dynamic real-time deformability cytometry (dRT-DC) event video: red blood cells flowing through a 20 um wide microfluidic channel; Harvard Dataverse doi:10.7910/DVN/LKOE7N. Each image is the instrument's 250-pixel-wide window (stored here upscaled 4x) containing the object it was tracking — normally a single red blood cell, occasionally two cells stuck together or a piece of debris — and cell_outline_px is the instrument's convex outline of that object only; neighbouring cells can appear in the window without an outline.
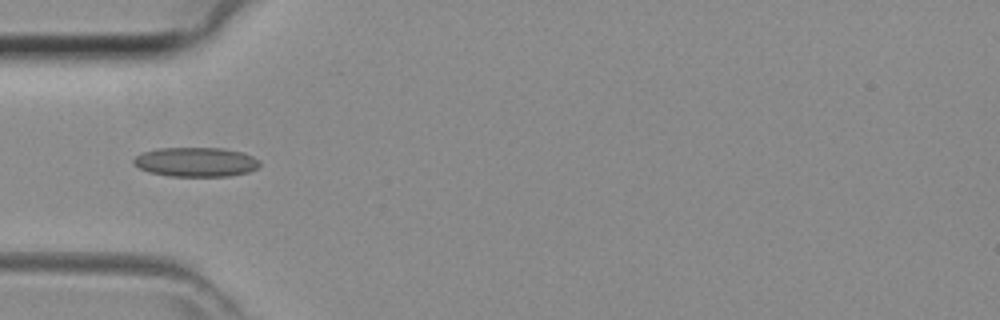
{"species": "common noctule bat (a hibernating species)", "species_latin": "Nyctalus noctula", "temperature_condition": "room temperature", "stored_images_in_passage": 8, "camera_frame_rate_fps": 3000, "um_per_image_px": 0.085, "animal": {"sex": "female", "body_mass_g": 29.2, "forearm_length_mm": 56.3}, "frame": {"image": 1, "passage_image": 5, "time_ms": 1.333, "image_size_px": [1000, 320], "cell_outline_px": [[260, 164], [256, 168], [248, 172], [228, 176], [168, 176], [148, 172], [132, 164], [132, 160], [136, 156], [144, 152], [160, 148], [224, 148], [244, 152], [260, 160]], "centroid_in_image_um": [16.65, 13.77], "position_along_channel_um": 68.3, "area_um2": 21.68}}
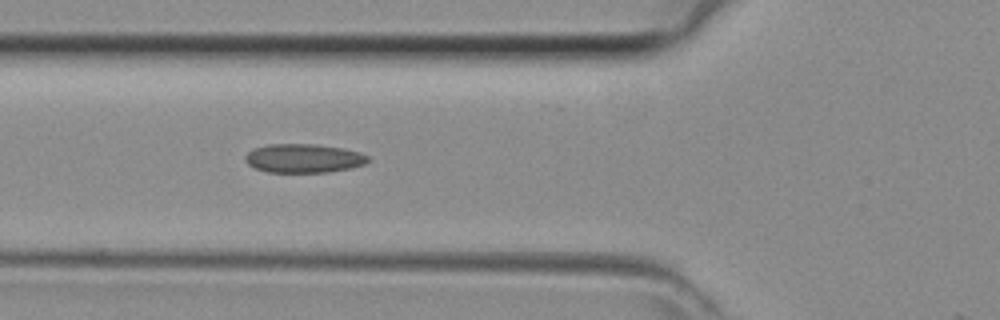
{"frame": {"image": 2, "passage_image": 7, "time_ms": 2.0, "image_size_px": [1000, 320], "cell_outline_px": [[372, 160], [364, 164], [352, 168], [328, 172], [268, 172], [256, 168], [248, 164], [244, 160], [244, 156], [252, 148], [272, 144], [316, 144], [344, 148], [360, 152], [368, 156]], "centroid_in_image_um": [25.83, 13.45], "position_along_channel_um": 100.0, "area_um2": 20.81}}